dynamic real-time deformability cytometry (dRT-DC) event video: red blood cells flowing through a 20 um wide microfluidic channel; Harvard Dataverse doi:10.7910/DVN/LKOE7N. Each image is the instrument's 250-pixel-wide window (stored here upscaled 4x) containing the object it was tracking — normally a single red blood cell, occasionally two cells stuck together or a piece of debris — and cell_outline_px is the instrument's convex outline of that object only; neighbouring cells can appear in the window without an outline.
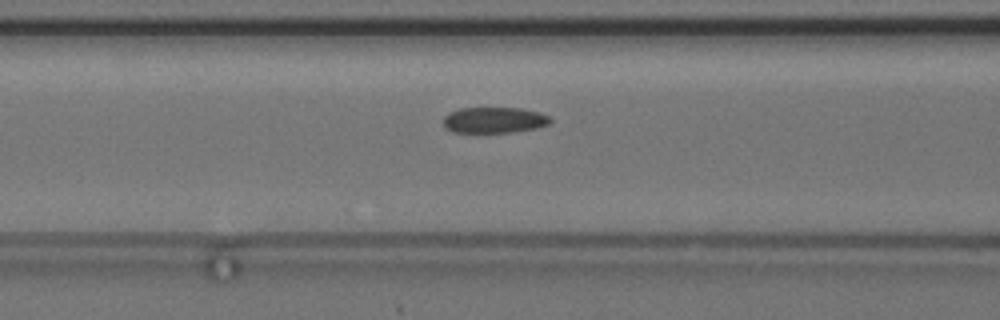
{"species": "common noctule bat (a hibernating species)", "species_latin": "Nyctalus noctula", "temperature_condition": "cold", "stored_images_in_passage": 39, "camera_frame_rate_fps": 3000, "um_per_image_px": 0.085, "animal": {"sex": "female", "body_mass_g": 24.6, "forearm_length_mm": 56.2}, "frame": {"image": 1, "passage_image": 6, "time_ms": 1.667, "image_size_px": [1000, 320], "cell_outline_px": [[552, 120], [548, 124], [536, 128], [512, 132], [452, 132], [444, 128], [444, 116], [448, 112], [460, 108], [524, 108], [540, 112], [548, 116]], "centroid_in_image_um": [41.99, 10.2], "position_along_channel_um": 124.6, "area_um2": 16.24}}
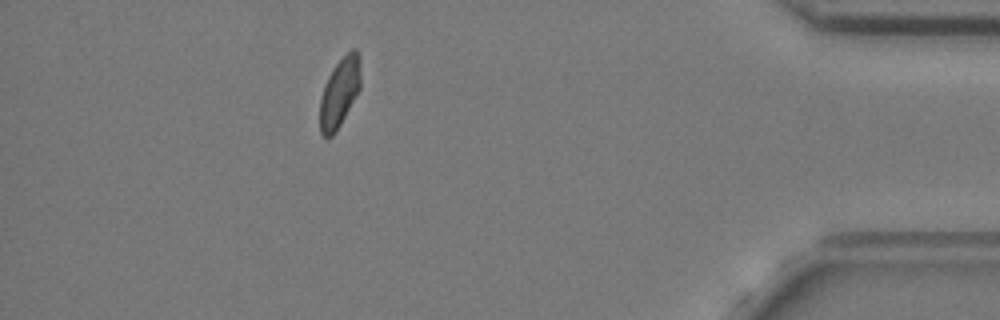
{"frame": {"image": 2, "passage_image": 33, "time_ms": 10.667, "image_size_px": [1000, 320], "cell_outline_px": [[360, 88], [336, 132], [332, 136], [324, 136], [320, 132], [320, 96], [324, 84], [332, 68], [352, 48], [356, 48], [360, 56]], "centroid_in_image_um": [28.86, 7.84], "position_along_channel_um": 406.3, "area_um2": 16.42}, "authors_computed_cell_mechanics": {"area_um2": 16.8776, "velocity_mm_per_s": 3.6738, "shape_relaxation_time_tau1_ms": 6.3975, "shape_relaxation_time_tau2_ms": 2.201, "deformation_change_tau1": 0.1231, "deformation_change_tau2": 0.0856}}